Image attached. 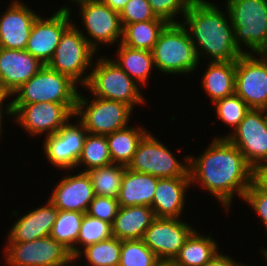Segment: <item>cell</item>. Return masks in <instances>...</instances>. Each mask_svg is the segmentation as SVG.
Masks as SVG:
<instances>
[{
  "instance_id": "obj_1",
  "label": "cell",
  "mask_w": 267,
  "mask_h": 266,
  "mask_svg": "<svg viewBox=\"0 0 267 266\" xmlns=\"http://www.w3.org/2000/svg\"><path fill=\"white\" fill-rule=\"evenodd\" d=\"M212 139L202 154H189L191 189L200 187L205 190L208 196L217 199L222 210L230 214L234 199L239 197L242 201L253 182V168L227 138Z\"/></svg>"
},
{
  "instance_id": "obj_2",
  "label": "cell",
  "mask_w": 267,
  "mask_h": 266,
  "mask_svg": "<svg viewBox=\"0 0 267 266\" xmlns=\"http://www.w3.org/2000/svg\"><path fill=\"white\" fill-rule=\"evenodd\" d=\"M214 2L194 0L181 24L190 35L199 62L236 61L244 53L236 45L229 12Z\"/></svg>"
},
{
  "instance_id": "obj_3",
  "label": "cell",
  "mask_w": 267,
  "mask_h": 266,
  "mask_svg": "<svg viewBox=\"0 0 267 266\" xmlns=\"http://www.w3.org/2000/svg\"><path fill=\"white\" fill-rule=\"evenodd\" d=\"M107 56L97 55L88 81L82 89H86L94 97L123 102L133 110L136 105H148L146 96L142 93L143 87Z\"/></svg>"
},
{
  "instance_id": "obj_4",
  "label": "cell",
  "mask_w": 267,
  "mask_h": 266,
  "mask_svg": "<svg viewBox=\"0 0 267 266\" xmlns=\"http://www.w3.org/2000/svg\"><path fill=\"white\" fill-rule=\"evenodd\" d=\"M151 52L156 73L161 72L160 76L194 75L198 66L201 67L190 35L181 23H168Z\"/></svg>"
},
{
  "instance_id": "obj_5",
  "label": "cell",
  "mask_w": 267,
  "mask_h": 266,
  "mask_svg": "<svg viewBox=\"0 0 267 266\" xmlns=\"http://www.w3.org/2000/svg\"><path fill=\"white\" fill-rule=\"evenodd\" d=\"M223 4L229 12L237 47L244 54L266 53L267 0H225Z\"/></svg>"
},
{
  "instance_id": "obj_6",
  "label": "cell",
  "mask_w": 267,
  "mask_h": 266,
  "mask_svg": "<svg viewBox=\"0 0 267 266\" xmlns=\"http://www.w3.org/2000/svg\"><path fill=\"white\" fill-rule=\"evenodd\" d=\"M74 113L89 134L107 136L130 125L133 109L120 101L83 95L80 89ZM89 97V98H87ZM91 98V100H90ZM132 114V115H131Z\"/></svg>"
},
{
  "instance_id": "obj_7",
  "label": "cell",
  "mask_w": 267,
  "mask_h": 266,
  "mask_svg": "<svg viewBox=\"0 0 267 266\" xmlns=\"http://www.w3.org/2000/svg\"><path fill=\"white\" fill-rule=\"evenodd\" d=\"M99 54L72 23L63 33L47 66L69 76L80 87L89 78L93 62Z\"/></svg>"
},
{
  "instance_id": "obj_8",
  "label": "cell",
  "mask_w": 267,
  "mask_h": 266,
  "mask_svg": "<svg viewBox=\"0 0 267 266\" xmlns=\"http://www.w3.org/2000/svg\"><path fill=\"white\" fill-rule=\"evenodd\" d=\"M79 88V89H78ZM80 86L69 76L44 65L12 94L13 104H76Z\"/></svg>"
},
{
  "instance_id": "obj_9",
  "label": "cell",
  "mask_w": 267,
  "mask_h": 266,
  "mask_svg": "<svg viewBox=\"0 0 267 266\" xmlns=\"http://www.w3.org/2000/svg\"><path fill=\"white\" fill-rule=\"evenodd\" d=\"M75 6L79 8L77 9L79 21L81 20L83 26L77 24L75 20H72V23L97 52L100 53L101 47L111 48L121 43L123 27L119 12L112 10L101 0H84Z\"/></svg>"
},
{
  "instance_id": "obj_10",
  "label": "cell",
  "mask_w": 267,
  "mask_h": 266,
  "mask_svg": "<svg viewBox=\"0 0 267 266\" xmlns=\"http://www.w3.org/2000/svg\"><path fill=\"white\" fill-rule=\"evenodd\" d=\"M171 150L150 131L138 144L128 168L157 178L190 177L189 154H184L183 159L179 160Z\"/></svg>"
},
{
  "instance_id": "obj_11",
  "label": "cell",
  "mask_w": 267,
  "mask_h": 266,
  "mask_svg": "<svg viewBox=\"0 0 267 266\" xmlns=\"http://www.w3.org/2000/svg\"><path fill=\"white\" fill-rule=\"evenodd\" d=\"M76 104L41 102L13 104V124L36 139L57 133L74 116Z\"/></svg>"
},
{
  "instance_id": "obj_12",
  "label": "cell",
  "mask_w": 267,
  "mask_h": 266,
  "mask_svg": "<svg viewBox=\"0 0 267 266\" xmlns=\"http://www.w3.org/2000/svg\"><path fill=\"white\" fill-rule=\"evenodd\" d=\"M3 266H69L70 251L50 236L31 242H5Z\"/></svg>"
},
{
  "instance_id": "obj_13",
  "label": "cell",
  "mask_w": 267,
  "mask_h": 266,
  "mask_svg": "<svg viewBox=\"0 0 267 266\" xmlns=\"http://www.w3.org/2000/svg\"><path fill=\"white\" fill-rule=\"evenodd\" d=\"M235 94L250 109L267 108V54H242L236 60Z\"/></svg>"
},
{
  "instance_id": "obj_14",
  "label": "cell",
  "mask_w": 267,
  "mask_h": 266,
  "mask_svg": "<svg viewBox=\"0 0 267 266\" xmlns=\"http://www.w3.org/2000/svg\"><path fill=\"white\" fill-rule=\"evenodd\" d=\"M72 11V6L65 4L46 18L39 15L32 26L25 50L47 65L64 31L72 24Z\"/></svg>"
},
{
  "instance_id": "obj_15",
  "label": "cell",
  "mask_w": 267,
  "mask_h": 266,
  "mask_svg": "<svg viewBox=\"0 0 267 266\" xmlns=\"http://www.w3.org/2000/svg\"><path fill=\"white\" fill-rule=\"evenodd\" d=\"M87 133L83 124L72 116L57 133L45 136L42 153L49 166L61 172L76 169Z\"/></svg>"
},
{
  "instance_id": "obj_16",
  "label": "cell",
  "mask_w": 267,
  "mask_h": 266,
  "mask_svg": "<svg viewBox=\"0 0 267 266\" xmlns=\"http://www.w3.org/2000/svg\"><path fill=\"white\" fill-rule=\"evenodd\" d=\"M187 222L184 218L156 217L146 229L142 240L160 261L172 262L196 230L192 223Z\"/></svg>"
},
{
  "instance_id": "obj_17",
  "label": "cell",
  "mask_w": 267,
  "mask_h": 266,
  "mask_svg": "<svg viewBox=\"0 0 267 266\" xmlns=\"http://www.w3.org/2000/svg\"><path fill=\"white\" fill-rule=\"evenodd\" d=\"M227 139L253 169L267 161V125L263 109H250Z\"/></svg>"
},
{
  "instance_id": "obj_18",
  "label": "cell",
  "mask_w": 267,
  "mask_h": 266,
  "mask_svg": "<svg viewBox=\"0 0 267 266\" xmlns=\"http://www.w3.org/2000/svg\"><path fill=\"white\" fill-rule=\"evenodd\" d=\"M64 173L52 186L48 199L58 210L86 213L95 196L90 177L87 172L75 169L64 170Z\"/></svg>"
},
{
  "instance_id": "obj_19",
  "label": "cell",
  "mask_w": 267,
  "mask_h": 266,
  "mask_svg": "<svg viewBox=\"0 0 267 266\" xmlns=\"http://www.w3.org/2000/svg\"><path fill=\"white\" fill-rule=\"evenodd\" d=\"M0 15V47L25 50L32 26L39 16L22 0H10Z\"/></svg>"
},
{
  "instance_id": "obj_20",
  "label": "cell",
  "mask_w": 267,
  "mask_h": 266,
  "mask_svg": "<svg viewBox=\"0 0 267 266\" xmlns=\"http://www.w3.org/2000/svg\"><path fill=\"white\" fill-rule=\"evenodd\" d=\"M11 211L13 217H18L9 228L6 242H31L35 239L50 236L52 227L56 221L58 209L47 199L43 205L19 215L20 210ZM21 216V217H20Z\"/></svg>"
},
{
  "instance_id": "obj_21",
  "label": "cell",
  "mask_w": 267,
  "mask_h": 266,
  "mask_svg": "<svg viewBox=\"0 0 267 266\" xmlns=\"http://www.w3.org/2000/svg\"><path fill=\"white\" fill-rule=\"evenodd\" d=\"M43 66L26 50L0 47V90L12 95Z\"/></svg>"
},
{
  "instance_id": "obj_22",
  "label": "cell",
  "mask_w": 267,
  "mask_h": 266,
  "mask_svg": "<svg viewBox=\"0 0 267 266\" xmlns=\"http://www.w3.org/2000/svg\"><path fill=\"white\" fill-rule=\"evenodd\" d=\"M190 187H192L190 177L158 178L151 206L155 216L183 218V212L188 205L186 197Z\"/></svg>"
},
{
  "instance_id": "obj_23",
  "label": "cell",
  "mask_w": 267,
  "mask_h": 266,
  "mask_svg": "<svg viewBox=\"0 0 267 266\" xmlns=\"http://www.w3.org/2000/svg\"><path fill=\"white\" fill-rule=\"evenodd\" d=\"M157 181L158 178L153 175L135 172L126 167L117 198L119 206L151 207Z\"/></svg>"
},
{
  "instance_id": "obj_24",
  "label": "cell",
  "mask_w": 267,
  "mask_h": 266,
  "mask_svg": "<svg viewBox=\"0 0 267 266\" xmlns=\"http://www.w3.org/2000/svg\"><path fill=\"white\" fill-rule=\"evenodd\" d=\"M203 63L206 65L204 68H207L199 83L211 104L235 94L236 61Z\"/></svg>"
},
{
  "instance_id": "obj_25",
  "label": "cell",
  "mask_w": 267,
  "mask_h": 266,
  "mask_svg": "<svg viewBox=\"0 0 267 266\" xmlns=\"http://www.w3.org/2000/svg\"><path fill=\"white\" fill-rule=\"evenodd\" d=\"M156 218L150 206L119 207L112 223V235L120 240L142 239Z\"/></svg>"
},
{
  "instance_id": "obj_26",
  "label": "cell",
  "mask_w": 267,
  "mask_h": 266,
  "mask_svg": "<svg viewBox=\"0 0 267 266\" xmlns=\"http://www.w3.org/2000/svg\"><path fill=\"white\" fill-rule=\"evenodd\" d=\"M113 56L110 58L133 80L143 88L148 86L152 71H156L151 51L134 49L119 43Z\"/></svg>"
},
{
  "instance_id": "obj_27",
  "label": "cell",
  "mask_w": 267,
  "mask_h": 266,
  "mask_svg": "<svg viewBox=\"0 0 267 266\" xmlns=\"http://www.w3.org/2000/svg\"><path fill=\"white\" fill-rule=\"evenodd\" d=\"M201 232L196 229L185 241L172 261L176 266H205L220 250L212 232L209 235Z\"/></svg>"
},
{
  "instance_id": "obj_28",
  "label": "cell",
  "mask_w": 267,
  "mask_h": 266,
  "mask_svg": "<svg viewBox=\"0 0 267 266\" xmlns=\"http://www.w3.org/2000/svg\"><path fill=\"white\" fill-rule=\"evenodd\" d=\"M149 132L141 124H131L121 130L114 131L106 136L109 153L114 164H121L126 167L133 161L134 154L142 138Z\"/></svg>"
},
{
  "instance_id": "obj_29",
  "label": "cell",
  "mask_w": 267,
  "mask_h": 266,
  "mask_svg": "<svg viewBox=\"0 0 267 266\" xmlns=\"http://www.w3.org/2000/svg\"><path fill=\"white\" fill-rule=\"evenodd\" d=\"M167 24L159 17L154 20L126 24L122 29L121 44L134 49L152 51L159 34Z\"/></svg>"
},
{
  "instance_id": "obj_30",
  "label": "cell",
  "mask_w": 267,
  "mask_h": 266,
  "mask_svg": "<svg viewBox=\"0 0 267 266\" xmlns=\"http://www.w3.org/2000/svg\"><path fill=\"white\" fill-rule=\"evenodd\" d=\"M84 214L77 211L58 210L50 233V237L68 249L72 257L76 256V243Z\"/></svg>"
},
{
  "instance_id": "obj_31",
  "label": "cell",
  "mask_w": 267,
  "mask_h": 266,
  "mask_svg": "<svg viewBox=\"0 0 267 266\" xmlns=\"http://www.w3.org/2000/svg\"><path fill=\"white\" fill-rule=\"evenodd\" d=\"M110 164L112 160L106 136L87 133L76 170L87 172Z\"/></svg>"
},
{
  "instance_id": "obj_32",
  "label": "cell",
  "mask_w": 267,
  "mask_h": 266,
  "mask_svg": "<svg viewBox=\"0 0 267 266\" xmlns=\"http://www.w3.org/2000/svg\"><path fill=\"white\" fill-rule=\"evenodd\" d=\"M125 168L124 165L112 163L87 171L94 188V194L117 199Z\"/></svg>"
},
{
  "instance_id": "obj_33",
  "label": "cell",
  "mask_w": 267,
  "mask_h": 266,
  "mask_svg": "<svg viewBox=\"0 0 267 266\" xmlns=\"http://www.w3.org/2000/svg\"><path fill=\"white\" fill-rule=\"evenodd\" d=\"M122 240L111 237L83 248L76 256L84 263L119 266ZM85 258V259H83ZM86 261V262H85Z\"/></svg>"
},
{
  "instance_id": "obj_34",
  "label": "cell",
  "mask_w": 267,
  "mask_h": 266,
  "mask_svg": "<svg viewBox=\"0 0 267 266\" xmlns=\"http://www.w3.org/2000/svg\"><path fill=\"white\" fill-rule=\"evenodd\" d=\"M215 118L227 125L231 131L224 132L223 136L217 135L214 138H227L244 119L245 114L250 110L248 105L236 94L217 100L214 104Z\"/></svg>"
},
{
  "instance_id": "obj_35",
  "label": "cell",
  "mask_w": 267,
  "mask_h": 266,
  "mask_svg": "<svg viewBox=\"0 0 267 266\" xmlns=\"http://www.w3.org/2000/svg\"><path fill=\"white\" fill-rule=\"evenodd\" d=\"M160 262L142 239L122 240L119 266H157Z\"/></svg>"
},
{
  "instance_id": "obj_36",
  "label": "cell",
  "mask_w": 267,
  "mask_h": 266,
  "mask_svg": "<svg viewBox=\"0 0 267 266\" xmlns=\"http://www.w3.org/2000/svg\"><path fill=\"white\" fill-rule=\"evenodd\" d=\"M112 236L110 223L85 213L76 243V255L86 246L107 240Z\"/></svg>"
},
{
  "instance_id": "obj_37",
  "label": "cell",
  "mask_w": 267,
  "mask_h": 266,
  "mask_svg": "<svg viewBox=\"0 0 267 266\" xmlns=\"http://www.w3.org/2000/svg\"><path fill=\"white\" fill-rule=\"evenodd\" d=\"M194 0H148L152 12L156 17L167 23H181L178 17H184Z\"/></svg>"
},
{
  "instance_id": "obj_38",
  "label": "cell",
  "mask_w": 267,
  "mask_h": 266,
  "mask_svg": "<svg viewBox=\"0 0 267 266\" xmlns=\"http://www.w3.org/2000/svg\"><path fill=\"white\" fill-rule=\"evenodd\" d=\"M119 15L122 27L126 24L149 21L156 18L148 0H129Z\"/></svg>"
},
{
  "instance_id": "obj_39",
  "label": "cell",
  "mask_w": 267,
  "mask_h": 266,
  "mask_svg": "<svg viewBox=\"0 0 267 266\" xmlns=\"http://www.w3.org/2000/svg\"><path fill=\"white\" fill-rule=\"evenodd\" d=\"M243 202H246L251 211L257 214L260 225L267 231V192L260 189L252 182L243 197Z\"/></svg>"
},
{
  "instance_id": "obj_40",
  "label": "cell",
  "mask_w": 267,
  "mask_h": 266,
  "mask_svg": "<svg viewBox=\"0 0 267 266\" xmlns=\"http://www.w3.org/2000/svg\"><path fill=\"white\" fill-rule=\"evenodd\" d=\"M116 198L95 195L89 204L86 214L91 217L101 219L112 225L119 209Z\"/></svg>"
},
{
  "instance_id": "obj_41",
  "label": "cell",
  "mask_w": 267,
  "mask_h": 266,
  "mask_svg": "<svg viewBox=\"0 0 267 266\" xmlns=\"http://www.w3.org/2000/svg\"><path fill=\"white\" fill-rule=\"evenodd\" d=\"M9 99V100H8ZM14 111H13V102H12V95L1 91L0 90V138L2 136V133H4L5 130L3 127V125H5L7 122H3L5 117H7L10 121L13 119H11V117L13 118L14 116ZM4 123V124H3ZM2 140V138L0 139V141Z\"/></svg>"
},
{
  "instance_id": "obj_42",
  "label": "cell",
  "mask_w": 267,
  "mask_h": 266,
  "mask_svg": "<svg viewBox=\"0 0 267 266\" xmlns=\"http://www.w3.org/2000/svg\"><path fill=\"white\" fill-rule=\"evenodd\" d=\"M253 182L267 192V161L260 163L253 169Z\"/></svg>"
},
{
  "instance_id": "obj_43",
  "label": "cell",
  "mask_w": 267,
  "mask_h": 266,
  "mask_svg": "<svg viewBox=\"0 0 267 266\" xmlns=\"http://www.w3.org/2000/svg\"><path fill=\"white\" fill-rule=\"evenodd\" d=\"M236 260L233 255L231 257L228 253L224 254L223 251L219 250L205 266H237L240 262Z\"/></svg>"
},
{
  "instance_id": "obj_44",
  "label": "cell",
  "mask_w": 267,
  "mask_h": 266,
  "mask_svg": "<svg viewBox=\"0 0 267 266\" xmlns=\"http://www.w3.org/2000/svg\"><path fill=\"white\" fill-rule=\"evenodd\" d=\"M101 1L107 6H109L112 10H115L120 13L129 0H101Z\"/></svg>"
},
{
  "instance_id": "obj_45",
  "label": "cell",
  "mask_w": 267,
  "mask_h": 266,
  "mask_svg": "<svg viewBox=\"0 0 267 266\" xmlns=\"http://www.w3.org/2000/svg\"><path fill=\"white\" fill-rule=\"evenodd\" d=\"M78 261H80V259L77 256H73L70 260V265L69 266H78L79 263H77ZM79 266H102V265H96L93 263H84L83 265H79ZM104 266H108V265H104Z\"/></svg>"
},
{
  "instance_id": "obj_46",
  "label": "cell",
  "mask_w": 267,
  "mask_h": 266,
  "mask_svg": "<svg viewBox=\"0 0 267 266\" xmlns=\"http://www.w3.org/2000/svg\"><path fill=\"white\" fill-rule=\"evenodd\" d=\"M260 251H259V254L261 253L262 254V259L265 261V263L267 264V247L263 246V247H260Z\"/></svg>"
},
{
  "instance_id": "obj_47",
  "label": "cell",
  "mask_w": 267,
  "mask_h": 266,
  "mask_svg": "<svg viewBox=\"0 0 267 266\" xmlns=\"http://www.w3.org/2000/svg\"><path fill=\"white\" fill-rule=\"evenodd\" d=\"M157 266H176L173 262L161 261Z\"/></svg>"
},
{
  "instance_id": "obj_48",
  "label": "cell",
  "mask_w": 267,
  "mask_h": 266,
  "mask_svg": "<svg viewBox=\"0 0 267 266\" xmlns=\"http://www.w3.org/2000/svg\"><path fill=\"white\" fill-rule=\"evenodd\" d=\"M68 1H70V3L73 5V7H74V3L76 4V3H78V2H81V1H84V0H68Z\"/></svg>"
},
{
  "instance_id": "obj_49",
  "label": "cell",
  "mask_w": 267,
  "mask_h": 266,
  "mask_svg": "<svg viewBox=\"0 0 267 266\" xmlns=\"http://www.w3.org/2000/svg\"><path fill=\"white\" fill-rule=\"evenodd\" d=\"M263 111H264L265 122L267 125V108L263 109Z\"/></svg>"
},
{
  "instance_id": "obj_50",
  "label": "cell",
  "mask_w": 267,
  "mask_h": 266,
  "mask_svg": "<svg viewBox=\"0 0 267 266\" xmlns=\"http://www.w3.org/2000/svg\"><path fill=\"white\" fill-rule=\"evenodd\" d=\"M237 266H251V265H247L246 263H243V262L241 263V262H240ZM252 266H253V265H252Z\"/></svg>"
}]
</instances>
